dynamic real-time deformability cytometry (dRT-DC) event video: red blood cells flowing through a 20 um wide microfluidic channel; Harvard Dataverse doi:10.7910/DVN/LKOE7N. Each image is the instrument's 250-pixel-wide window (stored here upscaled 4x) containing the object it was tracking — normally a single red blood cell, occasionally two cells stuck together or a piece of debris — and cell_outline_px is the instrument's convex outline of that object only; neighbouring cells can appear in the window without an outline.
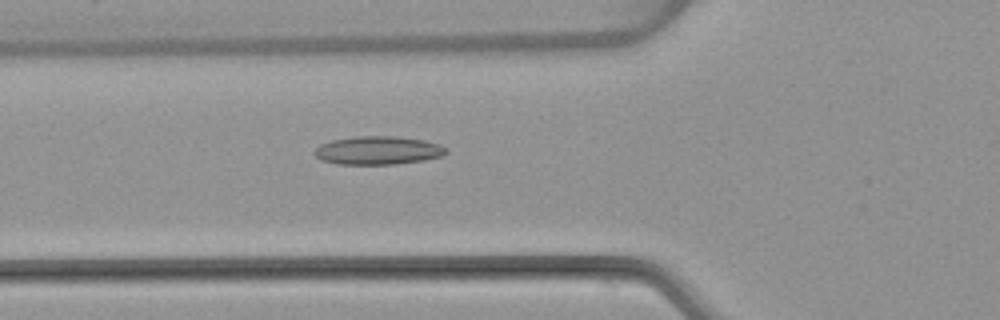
{"species": "common noctule bat (a hibernating species)", "species_latin": "Nyctalus noctula", "temperature_condition": "warm", "stored_images_in_passage": 52, "camera_frame_rate_fps": 3000, "um_per_image_px": 0.085, "animal": {"sex": "female", "body_mass_g": 22.7, "forearm_length_mm": 54.2}, "frame": {"image": 1, "passage_image": 19, "time_ms": 6.0, "image_size_px": [1000, 320], "cell_outline_px": [[448, 152], [444, 156], [424, 160], [396, 164], [336, 164], [320, 160], [312, 152], [320, 144], [332, 140], [356, 136], [396, 136], [424, 140], [440, 144], [448, 148]], "centroid_in_image_um": [32.15, 12.78], "position_along_channel_um": 93.7, "area_um2": 22.02}}
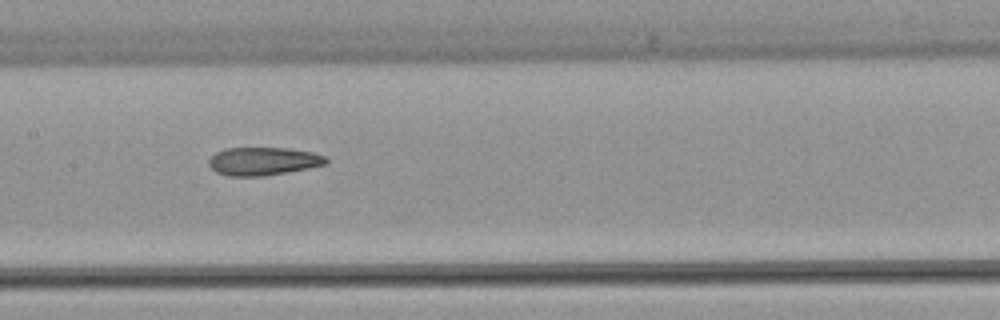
{"frame": {"image": 2, "passage_image": 26, "time_ms": 8.333, "image_size_px": [1000, 320], "cell_outline_px": [[328, 164], [288, 172], [264, 176], [228, 176], [216, 172], [208, 164], [208, 160], [216, 152], [224, 148], [288, 148], [312, 152], [324, 156], [328, 160]], "centroid_in_image_um": [22.37, 13.7], "position_along_channel_um": 185.0, "area_um2": 19.25}}
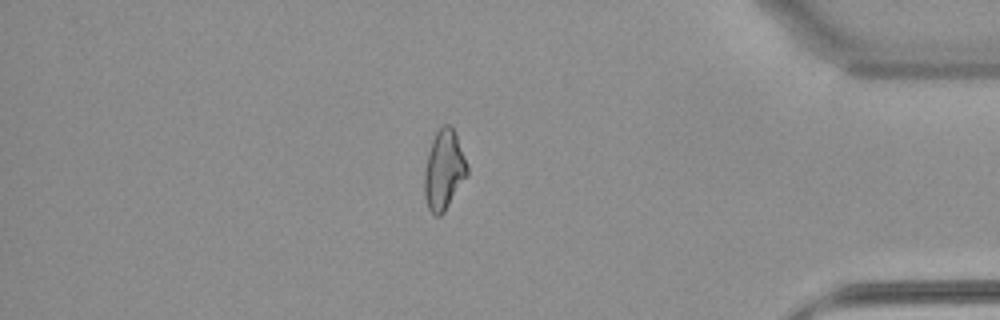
{"frame": {"image": 3, "passage_image": 45, "time_ms": 14.667, "image_size_px": [1000, 320], "cell_outline_px": [[468, 176], [444, 212], [440, 216], [436, 216], [428, 208], [424, 196], [424, 172], [428, 152], [432, 140], [436, 132], [444, 124], [448, 124], [456, 132], [468, 168]], "centroid_in_image_um": [37.73, 14.46], "position_along_channel_um": 397.5, "area_um2": 19.94}, "authors_computed_cell_mechanics": {"area_um2": 20.3456, "velocity_mm_per_s": 3.885, "shape_relaxation_time_tau1_ms": null, "shape_relaxation_time_tau2_ms": 3.6981, "deformation_change_tau1": null, "deformation_change_tau2": 0.1202}}